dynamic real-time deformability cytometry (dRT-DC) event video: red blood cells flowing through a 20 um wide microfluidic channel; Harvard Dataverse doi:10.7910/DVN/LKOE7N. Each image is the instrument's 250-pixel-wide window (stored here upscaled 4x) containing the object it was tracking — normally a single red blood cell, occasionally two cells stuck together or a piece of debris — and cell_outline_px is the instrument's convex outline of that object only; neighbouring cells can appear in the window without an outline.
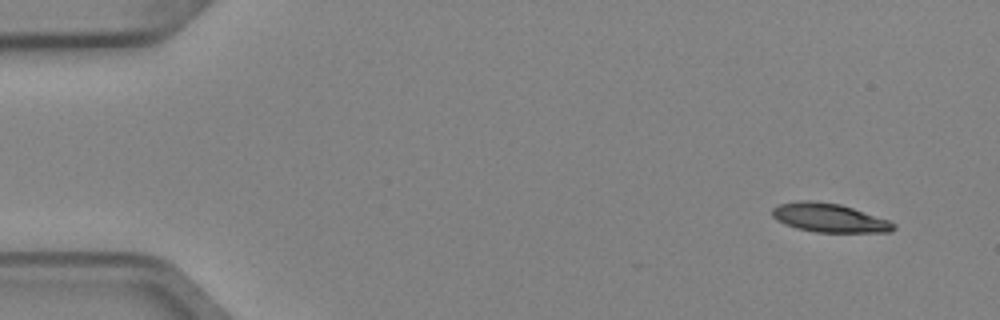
{"species": "Egyptian fruit bat (a non-hibernating species)", "species_latin": "Rousettus aegyptiacus", "temperature_condition": "cold", "stored_images_in_passage": 5, "camera_frame_rate_fps": 3000, "um_per_image_px": 0.085, "animal": {"sex": "female"}, "frame": {"image": 1, "passage_image": 1, "time_ms": 0.0, "image_size_px": [1000, 320], "cell_outline_px": [[896, 228], [892, 232], [816, 232], [796, 228], [784, 224], [776, 220], [772, 216], [772, 208], [780, 204], [796, 200], [812, 200], [840, 204], [888, 220], [896, 224]], "centroid_in_image_um": [70.46, 18.51], "position_along_channel_um": 14.5, "area_um2": 20.4}}
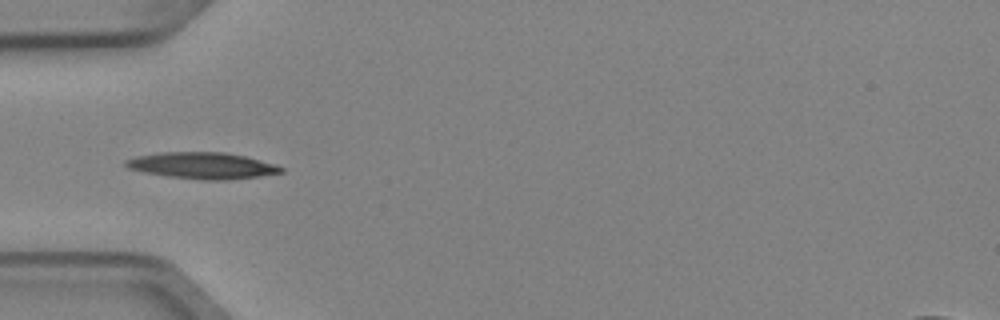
{"frame": {"image": 2, "passage_image": 4, "time_ms": 1.0, "image_size_px": [1000, 320], "cell_outline_px": [[284, 172], [260, 176], [228, 180], [204, 180], [168, 176], [144, 172], [128, 168], [124, 164], [124, 160], [136, 156], [164, 152], [224, 152], [244, 156], [276, 164], [284, 168]], "centroid_in_image_um": [17.21, 14.07], "position_along_channel_um": 67.8, "area_um2": 23.87}}
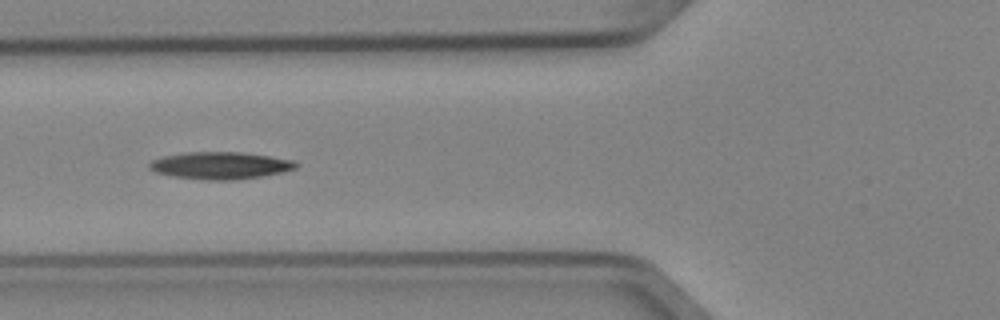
{"frame": {"image": 3, "passage_image": 5, "time_ms": 1.333, "image_size_px": [1000, 320], "cell_outline_px": [[300, 164], [296, 168], [280, 172], [260, 176], [236, 180], [208, 180], [176, 176], [156, 172], [148, 168], [148, 164], [152, 160], [164, 156], [184, 152], [240, 152], [268, 156], [292, 160]], "centroid_in_image_um": [18.71, 14.06], "position_along_channel_um": 107.1, "area_um2": 22.95}}